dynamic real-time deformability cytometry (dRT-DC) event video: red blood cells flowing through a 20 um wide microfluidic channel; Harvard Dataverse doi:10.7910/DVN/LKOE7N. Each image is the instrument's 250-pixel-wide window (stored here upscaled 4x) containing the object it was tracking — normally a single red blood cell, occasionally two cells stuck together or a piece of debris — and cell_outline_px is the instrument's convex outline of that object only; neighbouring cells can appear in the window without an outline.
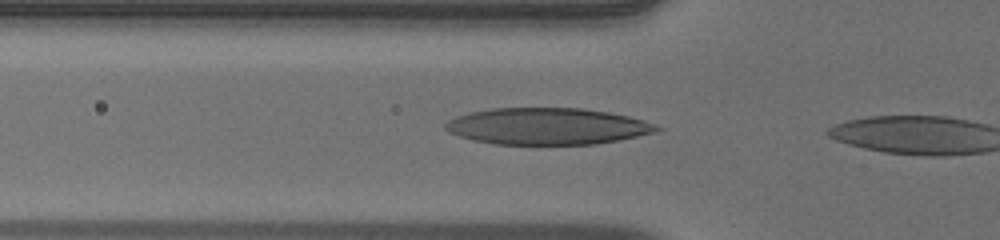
{"species": "human", "species_latin": "Homo sapiens", "temperature_condition": "warm", "stored_images_in_passage": 4, "camera_frame_rate_fps": 3000, "um_per_image_px": 0.085, "donor": {"sex": "male"}, "frame": {"image": 1, "passage_image": 3, "time_ms": 0.667, "image_size_px": [1000, 240], "cell_outline_px": [[664, 128], [656, 132], [596, 144], [496, 144], [472, 140], [448, 132], [444, 128], [444, 124], [448, 120], [456, 116], [472, 112], [492, 108], [584, 108], [608, 112], [628, 116], [644, 120], [656, 124]], "centroid_in_image_um": [46.52, 10.73], "position_along_channel_um": 79.3, "area_um2": 45.08}}